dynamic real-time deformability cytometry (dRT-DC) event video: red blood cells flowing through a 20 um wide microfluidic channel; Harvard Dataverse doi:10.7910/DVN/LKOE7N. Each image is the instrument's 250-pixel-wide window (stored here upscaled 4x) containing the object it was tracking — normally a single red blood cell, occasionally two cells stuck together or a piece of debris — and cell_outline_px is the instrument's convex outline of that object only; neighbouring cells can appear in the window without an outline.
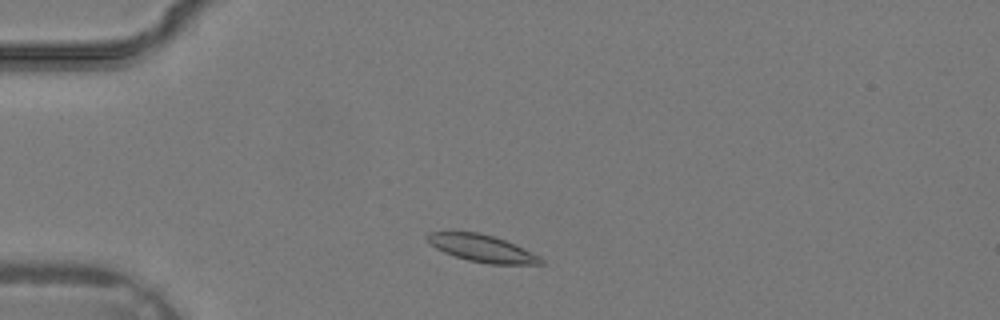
{"species": "common noctule bat (a hibernating species)", "species_latin": "Nyctalus noctula", "temperature_condition": "warm", "stored_images_in_passage": 30, "camera_frame_rate_fps": 3000, "um_per_image_px": 0.085, "animal": {"sex": "male", "body_mass_g": 19.2, "forearm_length_mm": 51.8}, "frame": {"image": 1, "passage_image": 3, "time_ms": 0.667, "image_size_px": [1000, 320], "cell_outline_px": [[544, 264], [488, 264], [468, 260], [444, 252], [436, 248], [424, 236], [428, 232], [476, 232], [492, 236], [504, 240], [540, 256], [544, 260]], "centroid_in_image_um": [40.97, 21.11], "position_along_channel_um": 44.0, "area_um2": 17.63}}
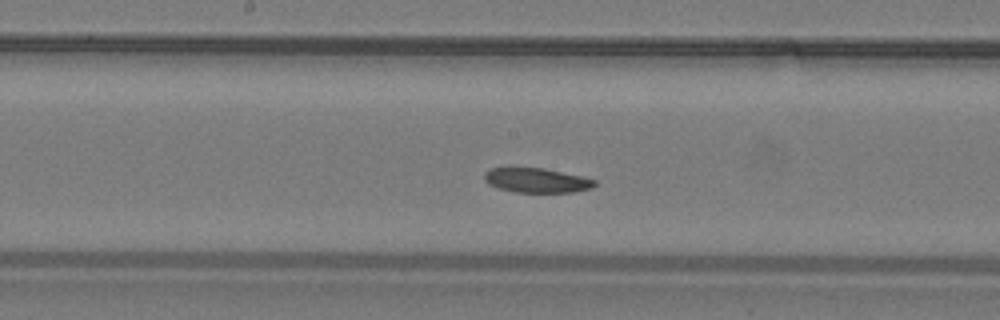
{"frame": {"image": 2, "passage_image": 13, "time_ms": 4.0, "image_size_px": [1000, 320], "cell_outline_px": [[596, 184], [592, 188], [576, 192], [512, 192], [496, 188], [488, 184], [484, 180], [484, 172], [488, 168], [512, 164], [544, 168], [580, 176], [596, 180]], "centroid_in_image_um": [45.49, 15.28], "position_along_channel_um": 202.7, "area_um2": 16.7}}
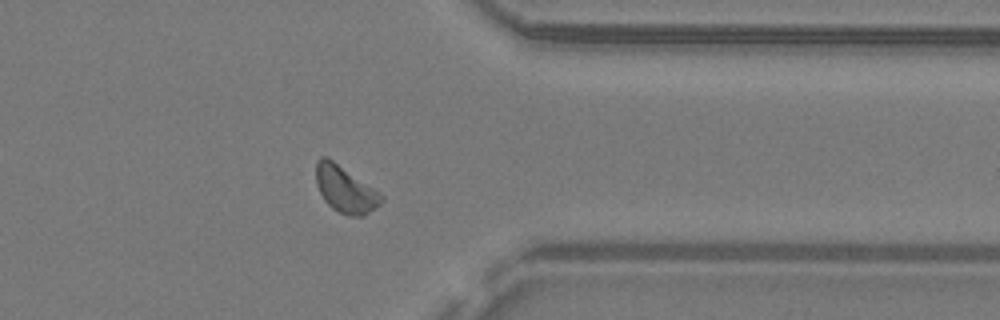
{"frame": {"image": 3, "passage_image": 23, "time_ms": 7.333, "image_size_px": [1000, 320], "cell_outline_px": [[384, 200], [380, 204], [364, 216], [348, 216], [332, 208], [324, 200], [316, 184], [316, 160], [320, 156], [328, 156], [380, 192], [384, 196]], "centroid_in_image_um": [29.34, 16.07], "position_along_channel_um": 382.1, "area_um2": 17.92}}